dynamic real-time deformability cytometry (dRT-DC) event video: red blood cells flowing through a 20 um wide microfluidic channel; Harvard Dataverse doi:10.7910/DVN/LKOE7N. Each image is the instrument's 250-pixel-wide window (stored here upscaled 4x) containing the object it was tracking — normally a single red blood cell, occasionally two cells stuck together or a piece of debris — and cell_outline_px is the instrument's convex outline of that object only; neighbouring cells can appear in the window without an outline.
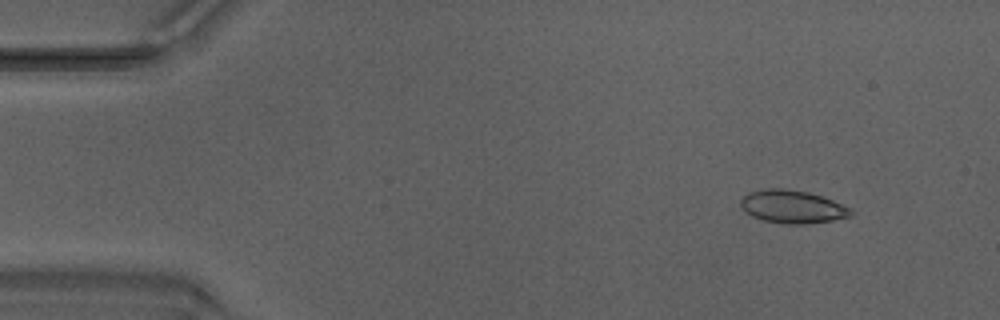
{"species": "Egyptian fruit bat (a non-hibernating species)", "species_latin": "Rousettus aegyptiacus", "temperature_condition": "warm", "stored_images_in_passage": 47, "camera_frame_rate_fps": 3000, "um_per_image_px": 0.085, "animal": {"sex": "male"}, "frame": {"image": 1, "passage_image": 4, "time_ms": 1.0, "image_size_px": [1000, 320], "cell_outline_px": [[852, 216], [832, 220], [804, 224], [788, 224], [764, 220], [752, 216], [744, 212], [740, 204], [740, 200], [748, 192], [768, 188], [780, 188], [808, 192], [832, 200], [852, 208]], "centroid_in_image_um": [67.34, 17.57], "position_along_channel_um": 17.7, "area_um2": 21.1}}
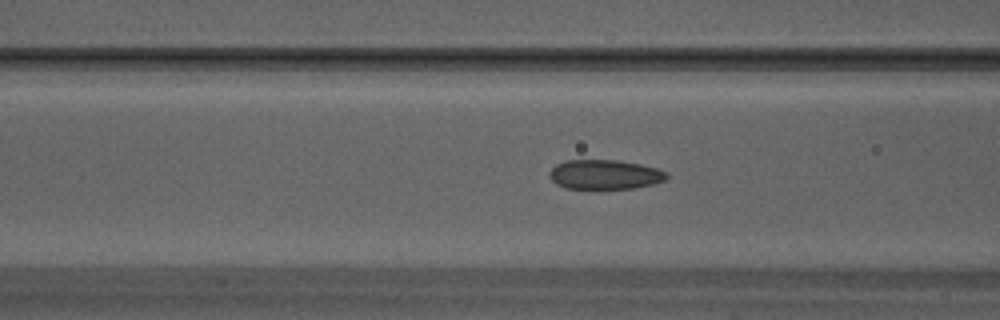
{"frame": {"image": 2, "passage_image": 18, "time_ms": 5.667, "image_size_px": [1000, 320], "cell_outline_px": [[668, 176], [664, 180], [652, 184], [636, 188], [564, 188], [556, 184], [548, 176], [548, 172], [556, 164], [568, 160], [616, 160], [640, 164], [656, 168], [668, 172]], "centroid_in_image_um": [51.39, 14.83], "position_along_channel_um": 115.2, "area_um2": 20.11}}
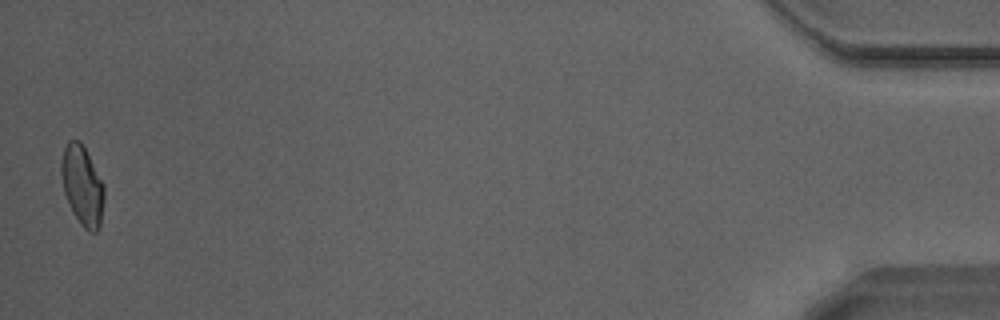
{"frame": {"image": 3, "passage_image": 47, "time_ms": 15.333, "image_size_px": [1000, 320], "cell_outline_px": [[104, 200], [100, 224], [96, 232], [88, 232], [80, 224], [72, 212], [64, 192], [60, 172], [60, 164], [64, 148], [68, 140], [80, 140], [104, 184]], "centroid_in_image_um": [6.98, 15.78], "position_along_channel_um": 428.2, "area_um2": 19.94}, "authors_computed_cell_mechanics": {"area_um2": 20.1144, "velocity_mm_per_s": 4.2389, "shape_relaxation_time_tau1_ms": null, "shape_relaxation_time_tau2_ms": 1.2243, "deformation_change_tau1": null, "deformation_change_tau2": 0.0743}}